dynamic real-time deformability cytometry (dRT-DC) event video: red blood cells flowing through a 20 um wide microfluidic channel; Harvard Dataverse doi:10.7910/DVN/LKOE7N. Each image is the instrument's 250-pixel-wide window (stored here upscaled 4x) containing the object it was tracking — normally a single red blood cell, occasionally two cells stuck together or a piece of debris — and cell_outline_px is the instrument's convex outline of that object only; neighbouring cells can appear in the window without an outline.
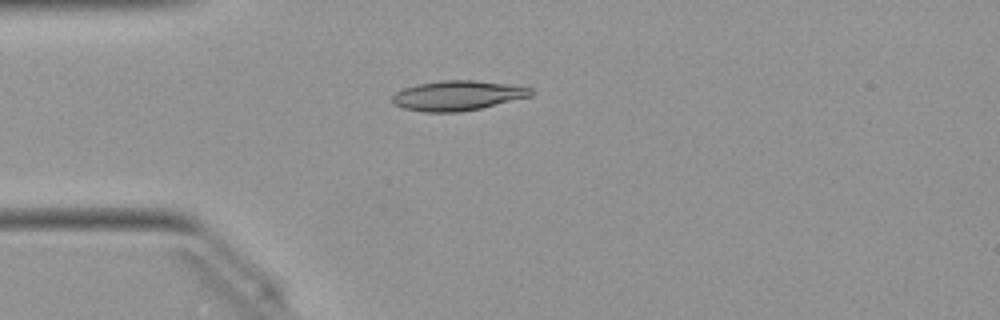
{"species": "Egyptian fruit bat (a non-hibernating species)", "species_latin": "Rousettus aegyptiacus", "temperature_condition": "warm", "stored_images_in_passage": 48, "camera_frame_rate_fps": 3000, "um_per_image_px": 0.085, "animal": {"sex": "female"}, "frame": {"image": 1, "passage_image": 11, "time_ms": 3.333, "image_size_px": [1000, 320], "cell_outline_px": [[536, 92], [532, 96], [480, 108], [460, 112], [424, 112], [404, 108], [392, 104], [392, 96], [396, 92], [404, 88], [416, 84], [440, 80], [472, 80], [504, 84], [532, 88]], "centroid_in_image_um": [38.88, 8.12], "position_along_channel_um": 46.1, "area_um2": 24.1}}
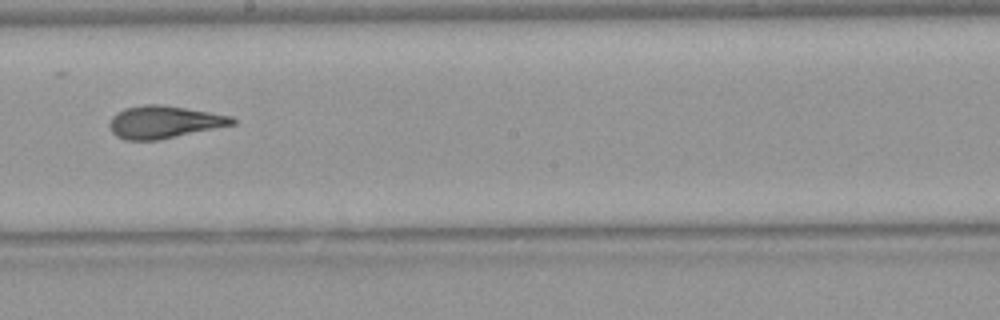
{"frame": {"image": 2, "passage_image": 26, "time_ms": 8.333, "image_size_px": [1000, 320], "cell_outline_px": [[236, 124], [160, 140], [124, 140], [116, 136], [112, 132], [108, 124], [112, 116], [116, 112], [124, 108], [144, 104], [156, 104], [184, 108], [232, 116], [236, 120]], "centroid_in_image_um": [13.91, 10.38], "position_along_channel_um": 234.3, "area_um2": 23.29}}
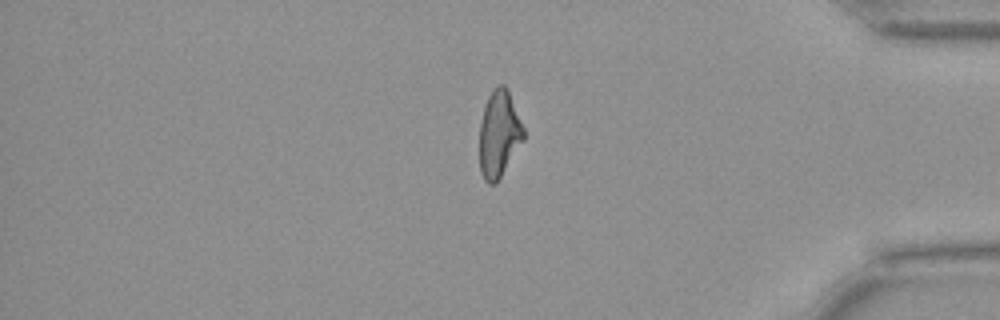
{"frame": {"image": 3, "passage_image": 40, "time_ms": 13.0, "image_size_px": [1000, 320], "cell_outline_px": [[524, 140], [496, 184], [488, 184], [484, 180], [480, 172], [480, 124], [484, 108], [488, 96], [492, 88], [496, 84], [504, 84], [508, 88], [524, 128]], "centroid_in_image_um": [42.42, 11.37], "position_along_channel_um": 392.8, "area_um2": 22.48}, "authors_computed_cell_mechanics": {"area_um2": 23.12, "velocity_mm_per_s": 4.0565, "shape_relaxation_time_tau1_ms": 6.1658, "shape_relaxation_time_tau2_ms": 1.5429, "deformation_change_tau1": 0.2156, "deformation_change_tau2": 0.0972}}